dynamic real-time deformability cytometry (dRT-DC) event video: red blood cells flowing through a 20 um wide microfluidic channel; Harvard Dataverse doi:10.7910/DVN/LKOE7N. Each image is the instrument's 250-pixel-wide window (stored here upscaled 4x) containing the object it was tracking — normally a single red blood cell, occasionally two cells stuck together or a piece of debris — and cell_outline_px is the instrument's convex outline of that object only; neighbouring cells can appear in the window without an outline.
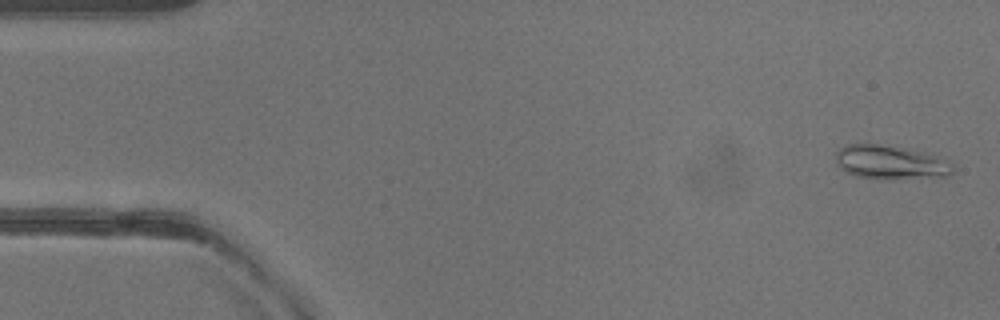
{"species": "common noctule bat (a hibernating species)", "species_latin": "Nyctalus noctula", "temperature_condition": "warm", "stored_images_in_passage": 51, "camera_frame_rate_fps": 3000, "um_per_image_px": 0.085, "animal": {"sex": "female"}, "frame": {"image": 1, "passage_image": 2, "time_ms": 0.333, "image_size_px": [1000, 320], "cell_outline_px": [[956, 168], [948, 176], [892, 180], [856, 176], [840, 168], [836, 164], [836, 152], [840, 148], [848, 144], [880, 144], [932, 152], [944, 156]], "centroid_in_image_um": [75.79, 13.79], "position_along_channel_um": 9.2, "area_um2": 23.87}}
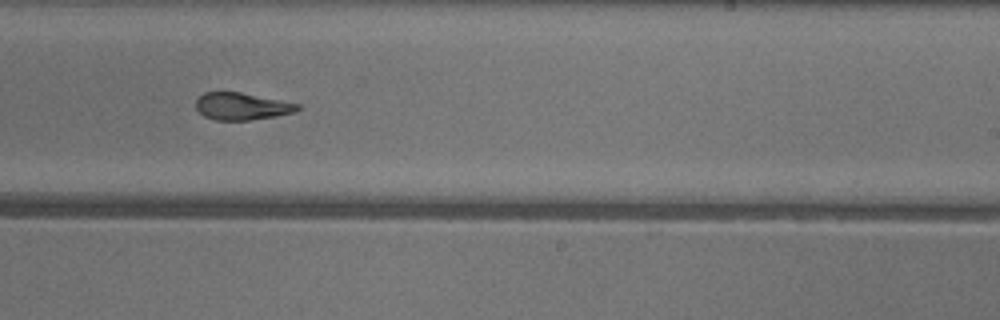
{"frame": {"image": 2, "passage_image": 31, "time_ms": 10.0, "image_size_px": [1000, 320], "cell_outline_px": [[300, 108], [296, 112], [276, 116], [248, 120], [216, 120], [204, 116], [196, 108], [196, 100], [204, 92], [240, 92], [300, 104]], "centroid_in_image_um": [20.56, 9.04], "position_along_channel_um": 268.4, "area_um2": 16.01}}
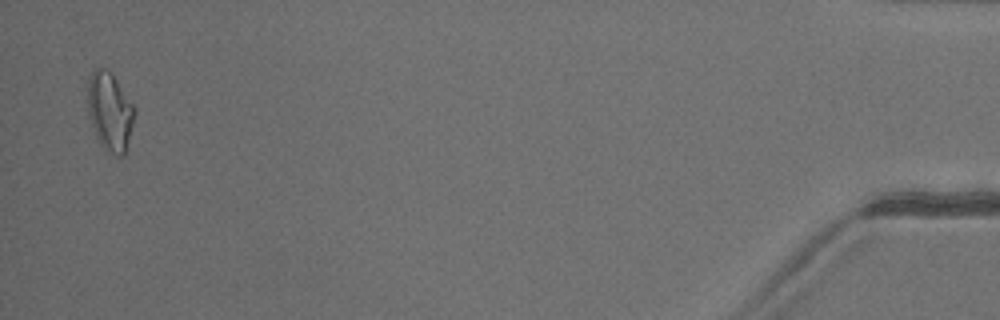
{"frame": {"image": 3, "passage_image": 50, "time_ms": 16.333, "image_size_px": [1000, 320], "cell_outline_px": [[136, 112], [124, 156], [116, 156], [96, 140], [88, 112], [88, 76], [96, 68], [104, 68], [112, 72], [136, 108]], "centroid_in_image_um": [9.34, 9.45], "position_along_channel_um": 425.9, "area_um2": 21.56}, "authors_computed_cell_mechanics": {"area_um2": 17.7446, "velocity_mm_per_s": 4.0246, "shape_relaxation_time_tau1_ms": 8.5884, "shape_relaxation_time_tau2_ms": 2.8545, "deformation_change_tau1": 0.2388, "deformation_change_tau2": 0.0969}}